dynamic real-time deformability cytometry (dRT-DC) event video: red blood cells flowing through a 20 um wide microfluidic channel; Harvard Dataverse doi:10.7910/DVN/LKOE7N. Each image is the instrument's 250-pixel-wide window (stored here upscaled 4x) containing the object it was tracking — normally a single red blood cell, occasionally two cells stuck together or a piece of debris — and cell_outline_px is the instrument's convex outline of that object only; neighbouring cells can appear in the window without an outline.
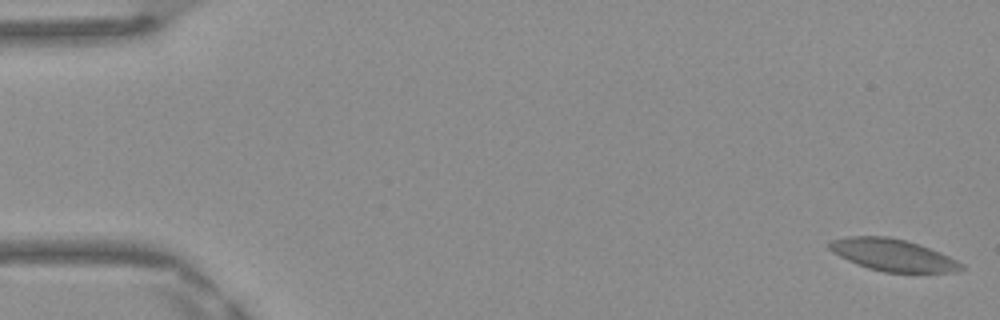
{"species": "Egyptian fruit bat (a non-hibernating species)", "species_latin": "Rousettus aegyptiacus", "temperature_condition": "warm", "stored_images_in_passage": 49, "camera_frame_rate_fps": 3000, "um_per_image_px": 0.085, "frame": {"image": 1, "passage_image": 1, "time_ms": 0.0, "image_size_px": [1000, 320], "cell_outline_px": [[964, 268], [960, 272], [884, 272], [868, 268], [856, 264], [832, 252], [828, 248], [828, 240], [848, 236], [888, 236], [904, 240], [940, 252], [964, 264]], "centroid_in_image_um": [75.86, 21.67], "position_along_channel_um": 9.1, "area_um2": 24.57}}
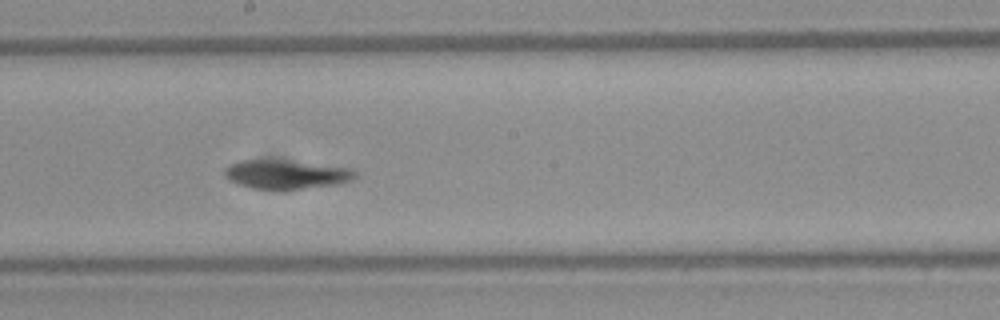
{"frame": {"image": 2, "passage_image": 27, "time_ms": 8.667, "image_size_px": [1000, 320], "cell_outline_px": [[360, 172], [352, 180], [336, 184], [304, 188], [252, 188], [236, 184], [228, 180], [224, 176], [224, 168], [228, 164], [240, 160], [284, 160], [352, 168]], "centroid_in_image_um": [24.3, 14.8], "position_along_channel_um": 223.9, "area_um2": 21.91}}
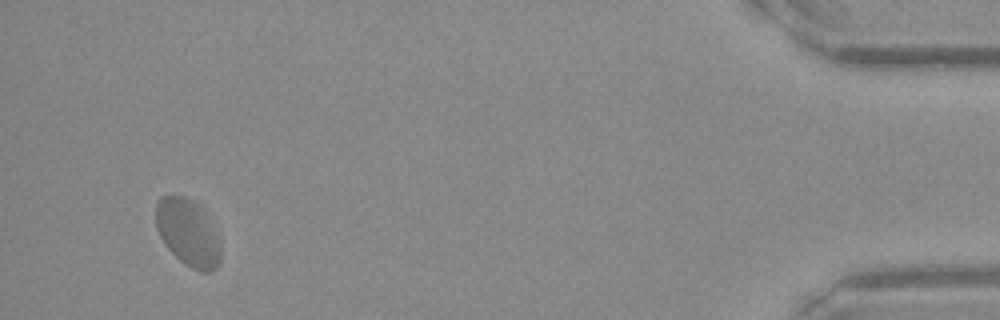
{"frame": {"image": 3, "passage_image": 47, "time_ms": 15.333, "image_size_px": [1000, 320], "cell_outline_px": [[220, 260], [216, 268], [212, 272], [200, 272], [192, 268], [180, 260], [164, 244], [156, 228], [156, 200], [160, 196], [184, 196], [200, 204], [208, 216], [220, 240]], "centroid_in_image_um": [15.99, 19.76], "position_along_channel_um": 419.2, "area_um2": 25.55}, "authors_computed_cell_mechanics": {"area_um2": 22.7732, "velocity_mm_per_s": 4.0638, "shape_relaxation_time_tau1_ms": null, "shape_relaxation_time_tau2_ms": 0.7428, "deformation_change_tau1": null, "deformation_change_tau2": 0.0532}}